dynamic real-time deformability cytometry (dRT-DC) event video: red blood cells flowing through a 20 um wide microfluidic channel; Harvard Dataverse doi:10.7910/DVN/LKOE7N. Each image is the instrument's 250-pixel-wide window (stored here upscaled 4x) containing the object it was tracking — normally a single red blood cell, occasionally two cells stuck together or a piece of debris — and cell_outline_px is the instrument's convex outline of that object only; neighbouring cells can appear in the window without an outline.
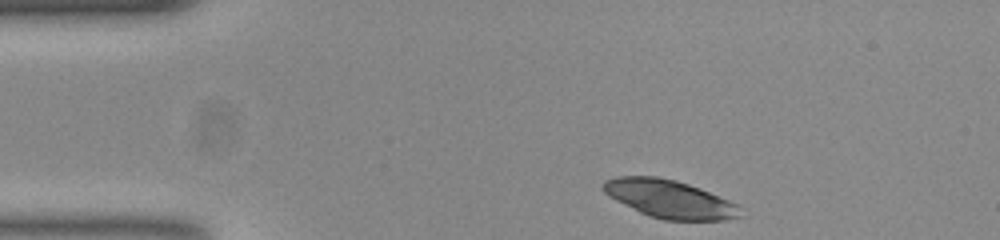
{"species": "common noctule bat (a hibernating species)", "species_latin": "Nyctalus noctula", "temperature_condition": "room temperature", "stored_images_in_passage": 45, "camera_frame_rate_fps": 3000, "um_per_image_px": 0.085, "animal": {"sex": "female", "body_mass_g": 23.0, "forearm_length_mm": 53.4}, "frame": {"image": 1, "passage_image": 1, "time_ms": 0.0, "image_size_px": [1000, 240], "cell_outline_px": [[740, 216], [724, 220], [664, 220], [648, 216], [608, 196], [600, 188], [600, 184], [604, 180], [616, 176], [660, 176], [676, 180], [700, 188], [728, 200], [736, 204]], "centroid_in_image_um": [56.82, 16.89], "position_along_channel_um": 28.2, "area_um2": 30.29}}